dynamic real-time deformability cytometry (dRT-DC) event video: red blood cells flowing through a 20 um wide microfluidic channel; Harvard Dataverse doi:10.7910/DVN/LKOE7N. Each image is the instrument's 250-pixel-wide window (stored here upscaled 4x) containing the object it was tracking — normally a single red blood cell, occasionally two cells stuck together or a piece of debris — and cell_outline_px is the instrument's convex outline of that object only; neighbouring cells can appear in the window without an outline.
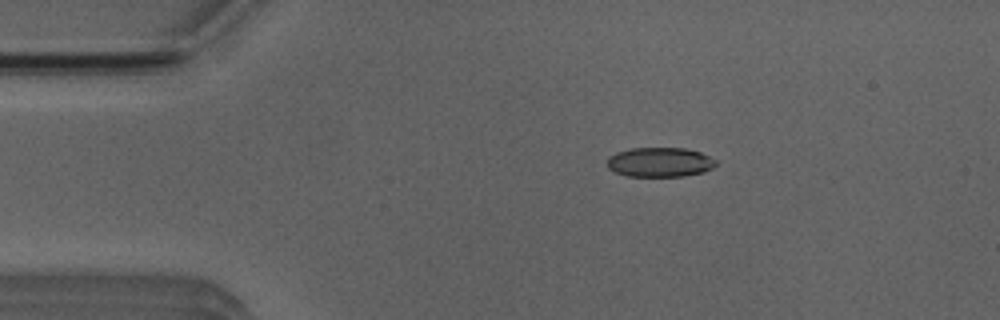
{"species": "Egyptian fruit bat (a non-hibernating species)", "species_latin": "Rousettus aegyptiacus", "temperature_condition": "room temperature", "stored_images_in_passage": 3, "camera_frame_rate_fps": 3000, "um_per_image_px": 0.085, "animal": {"sex": "male"}, "frame": {"image": 1, "passage_image": 1, "time_ms": 0.0, "image_size_px": [1000, 320], "cell_outline_px": [[716, 164], [712, 168], [704, 172], [684, 176], [628, 176], [616, 172], [608, 168], [608, 156], [616, 152], [632, 148], [684, 148], [700, 152], [716, 160]], "centroid_in_image_um": [56.08, 13.78], "position_along_channel_um": 28.9, "area_um2": 18.67}}